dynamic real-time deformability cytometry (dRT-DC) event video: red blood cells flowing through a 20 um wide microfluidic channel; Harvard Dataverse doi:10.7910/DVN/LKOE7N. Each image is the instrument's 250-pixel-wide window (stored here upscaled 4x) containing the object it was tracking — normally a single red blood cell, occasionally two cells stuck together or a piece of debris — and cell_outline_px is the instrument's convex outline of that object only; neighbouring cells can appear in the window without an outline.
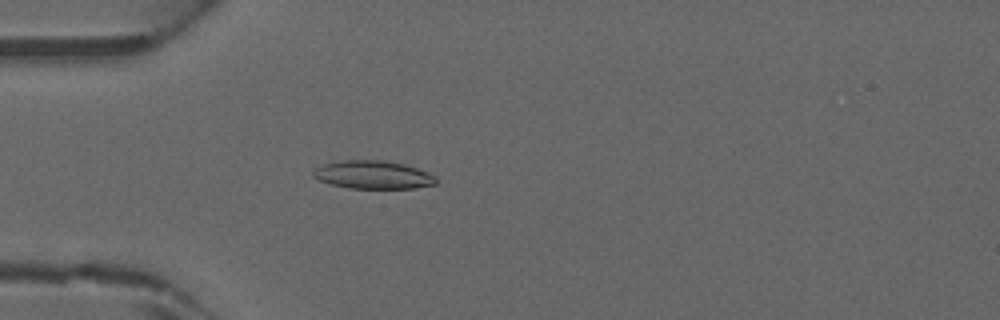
{"species": "common noctule bat (a hibernating species)", "species_latin": "Nyctalus noctula", "temperature_condition": "warm", "stored_images_in_passage": 46, "camera_frame_rate_fps": 3000, "um_per_image_px": 0.085, "animal": {"sex": "male", "forearm_length_mm": 52.5}, "frame": {"image": 1, "passage_image": 14, "time_ms": 4.333, "image_size_px": [1000, 320], "cell_outline_px": [[436, 184], [416, 188], [348, 188], [332, 184], [320, 180], [312, 176], [312, 172], [316, 168], [324, 164], [344, 160], [380, 160], [404, 164], [428, 172], [436, 176]], "centroid_in_image_um": [31.72, 14.86], "position_along_channel_um": 53.3, "area_um2": 20.0}}
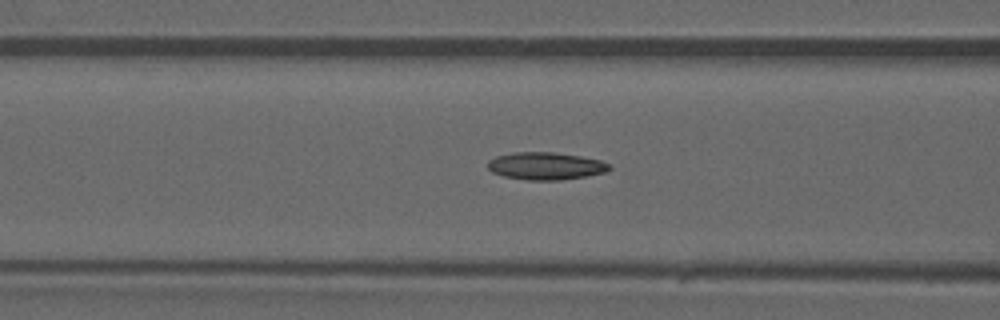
{"frame": {"image": 2, "passage_image": 19, "time_ms": 6.0, "image_size_px": [1000, 320], "cell_outline_px": [[612, 168], [604, 172], [584, 176], [560, 180], [528, 180], [504, 176], [492, 172], [488, 168], [488, 160], [496, 156], [512, 152], [552, 152], [580, 156], [600, 160], [608, 164]], "centroid_in_image_um": [46.34, 14.1], "position_along_channel_um": 120.3, "area_um2": 19.31}}
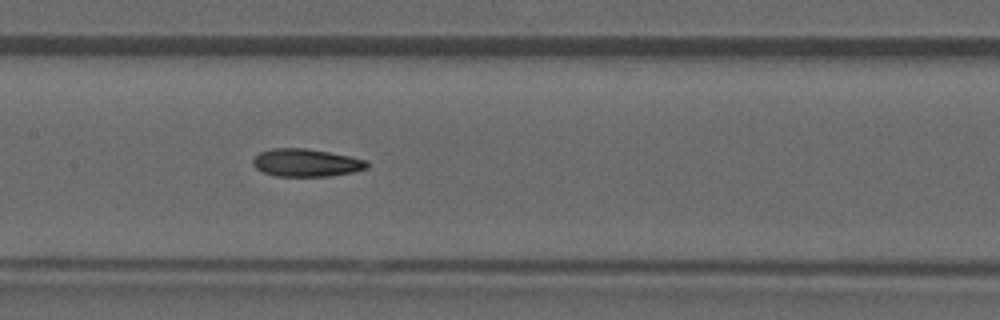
{"frame": {"image": 3, "passage_image": 23, "time_ms": 7.333, "image_size_px": [1000, 320], "cell_outline_px": [[368, 168], [352, 172], [328, 176], [276, 176], [264, 172], [256, 168], [252, 164], [252, 160], [260, 152], [272, 148], [304, 148], [328, 152], [348, 156], [364, 160], [368, 164]], "centroid_in_image_um": [25.99, 13.83], "position_along_channel_um": 181.4, "area_um2": 18.21}}